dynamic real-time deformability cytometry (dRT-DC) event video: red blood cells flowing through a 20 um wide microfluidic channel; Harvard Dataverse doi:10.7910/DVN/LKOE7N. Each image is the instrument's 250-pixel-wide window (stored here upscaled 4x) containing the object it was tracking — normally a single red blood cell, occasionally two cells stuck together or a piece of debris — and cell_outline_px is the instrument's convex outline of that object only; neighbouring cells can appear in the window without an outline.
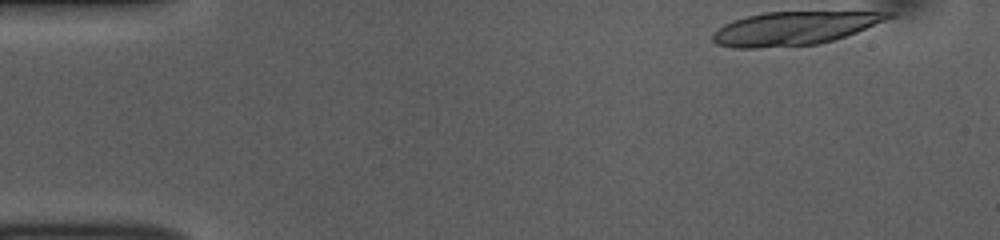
{"species": "common noctule bat (a hibernating species)", "species_latin": "Nyctalus noctula", "temperature_condition": "room temperature", "stored_images_in_passage": 14, "camera_frame_rate_fps": 3000, "um_per_image_px": 0.085, "animal": {"sex": "female", "body_mass_g": 10.0, "forearm_length_mm": 53.1}, "frame": {"image": 1, "passage_image": 1, "time_ms": 0.0, "image_size_px": [1000, 240], "cell_outline_px": [[896, 16], [856, 32], [832, 40], [816, 44], [756, 48], [732, 48], [716, 44], [712, 40], [712, 32], [724, 24], [748, 16], [764, 12], [896, 12]], "centroid_in_image_um": [67.47, 2.4], "position_along_channel_um": 17.5, "area_um2": 33.87}}